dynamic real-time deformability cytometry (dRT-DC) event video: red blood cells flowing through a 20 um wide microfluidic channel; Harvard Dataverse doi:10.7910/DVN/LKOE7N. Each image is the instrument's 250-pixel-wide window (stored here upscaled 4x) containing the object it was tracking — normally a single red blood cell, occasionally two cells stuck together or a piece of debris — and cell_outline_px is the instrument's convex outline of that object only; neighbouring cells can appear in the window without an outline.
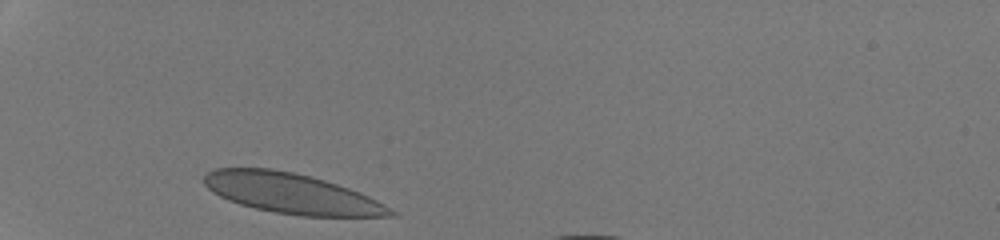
{"species": "human", "species_latin": "Homo sapiens", "temperature_condition": "room temperature", "stored_images_in_passage": 27, "camera_frame_rate_fps": 3000, "um_per_image_px": 0.085, "donor": {"sex": "male"}, "frame": {"image": 1, "passage_image": 1, "time_ms": 0.0, "image_size_px": [1000, 240], "cell_outline_px": [[396, 216], [300, 216], [272, 212], [240, 204], [228, 200], [212, 192], [204, 184], [204, 176], [208, 172], [216, 168], [272, 168], [312, 176], [348, 188], [368, 196], [384, 204], [396, 212]], "centroid_in_image_um": [24.76, 16.44], "position_along_channel_um": 60.2, "area_um2": 43.47}}
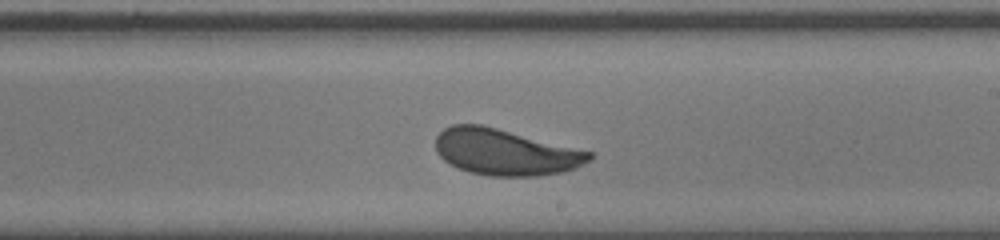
{"frame": {"image": 2, "passage_image": 16, "time_ms": 5.0, "image_size_px": [1000, 240], "cell_outline_px": [[592, 160], [576, 168], [564, 172], [536, 176], [488, 176], [468, 172], [444, 160], [436, 152], [436, 136], [444, 128], [452, 124], [480, 124], [592, 152]], "centroid_in_image_um": [42.95, 12.94], "position_along_channel_um": 246.1, "area_um2": 41.21}}
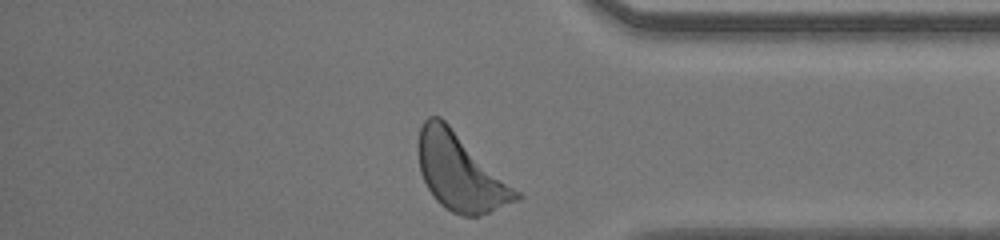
{"frame": {"image": 3, "passage_image": 27, "time_ms": 8.667, "image_size_px": [1000, 240], "cell_outline_px": [[524, 196], [520, 200], [480, 216], [464, 216], [452, 212], [444, 208], [436, 200], [428, 188], [420, 172], [416, 148], [416, 144], [420, 128], [424, 120], [428, 116], [440, 116], [520, 192]], "centroid_in_image_um": [39.1, 14.64], "position_along_channel_um": 396.1, "area_um2": 43.93}, "authors_computed_cell_mechanics": {"area_um2": 41.5004, "velocity_mm_per_s": 4.2741, "shape_relaxation_time_tau1_ms": 3.4472, "shape_relaxation_time_tau2_ms": null, "deformation_change_tau1": 0.1506, "deformation_change_tau2": null}}